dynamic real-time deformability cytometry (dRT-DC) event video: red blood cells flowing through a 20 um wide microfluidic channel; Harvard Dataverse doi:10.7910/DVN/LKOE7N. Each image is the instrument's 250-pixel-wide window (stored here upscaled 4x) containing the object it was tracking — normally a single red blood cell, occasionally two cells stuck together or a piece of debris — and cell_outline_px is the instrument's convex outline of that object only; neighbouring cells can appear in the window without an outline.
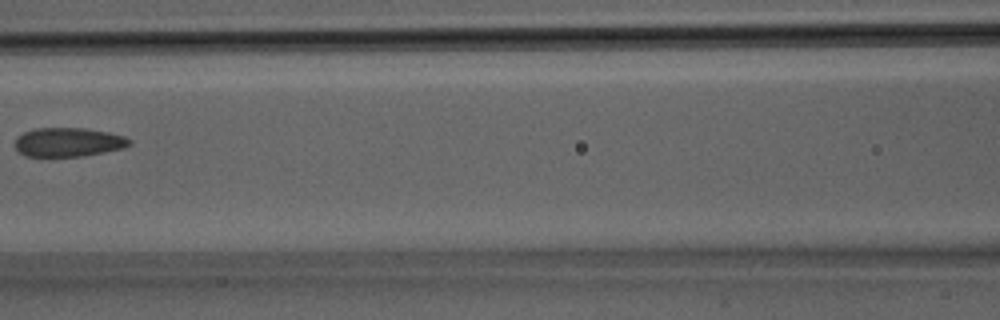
{"species": "Egyptian fruit bat (a non-hibernating species)", "species_latin": "Rousettus aegyptiacus", "temperature_condition": "room temperature", "stored_images_in_passage": 29, "camera_frame_rate_fps": 3000, "um_per_image_px": 0.085, "animal": {"sex": "male"}, "frame": {"image": 1, "passage_image": 12, "time_ms": 3.667, "image_size_px": [1000, 320], "cell_outline_px": [[132, 144], [124, 148], [84, 156], [24, 156], [16, 152], [16, 136], [24, 132], [36, 128], [88, 128], [108, 132], [124, 136], [132, 140]], "centroid_in_image_um": [5.81, 12.08], "position_along_channel_um": 160.8, "area_um2": 19.54}}
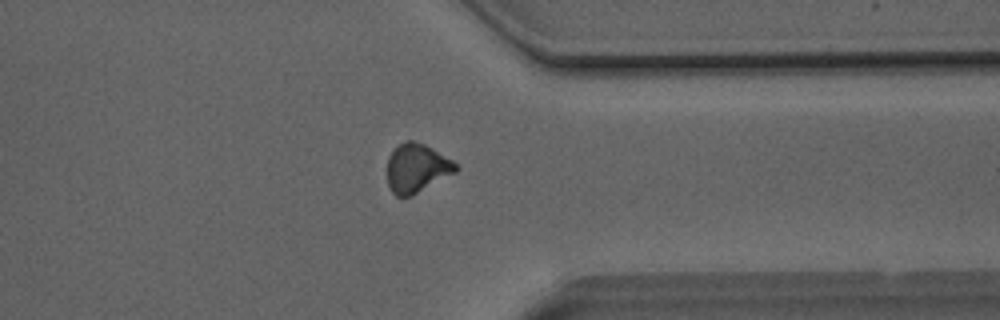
{"frame": {"image": 2, "passage_image": 22, "time_ms": 7.0, "image_size_px": [1000, 320], "cell_outline_px": [[460, 168], [456, 172], [412, 196], [396, 196], [392, 192], [388, 184], [388, 156], [404, 140], [412, 140], [424, 144], [432, 148], [452, 160]], "centroid_in_image_um": [35.43, 14.29], "position_along_channel_um": 376.0, "area_um2": 19.42}}
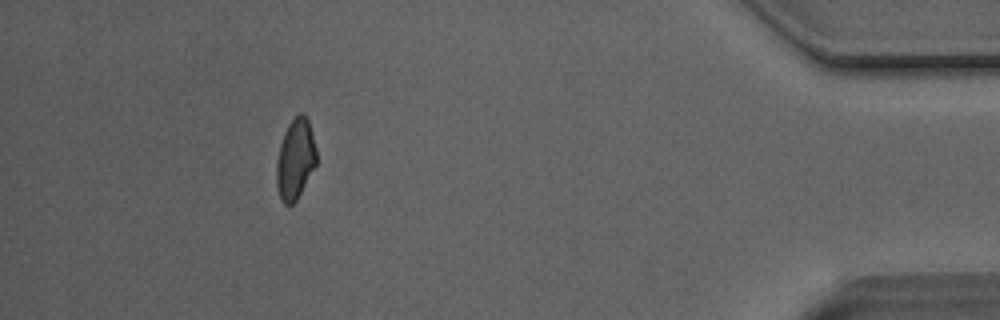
{"frame": {"image": 3, "passage_image": 26, "time_ms": 8.333, "image_size_px": [1000, 320], "cell_outline_px": [[316, 164], [296, 200], [292, 204], [284, 204], [280, 200], [276, 184], [276, 160], [280, 144], [284, 132], [288, 124], [300, 112], [304, 112], [308, 120], [316, 148]], "centroid_in_image_um": [25.08, 13.52], "position_along_channel_um": 410.1, "area_um2": 18.67}}